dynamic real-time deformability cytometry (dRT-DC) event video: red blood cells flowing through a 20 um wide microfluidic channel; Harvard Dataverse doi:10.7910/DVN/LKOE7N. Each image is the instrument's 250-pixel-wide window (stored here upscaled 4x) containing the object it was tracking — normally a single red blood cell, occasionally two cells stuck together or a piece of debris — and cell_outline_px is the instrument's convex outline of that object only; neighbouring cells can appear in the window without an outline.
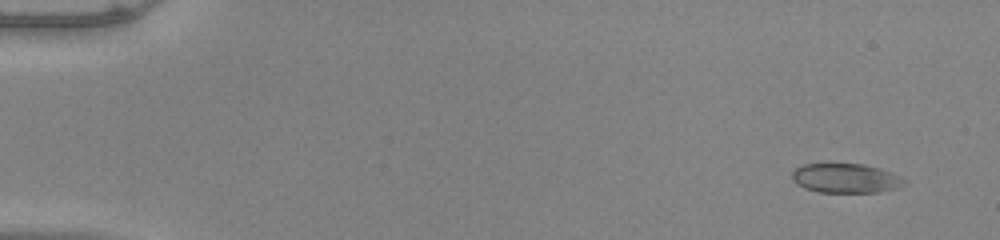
{"species": "common noctule bat (a hibernating species)", "species_latin": "Nyctalus noctula", "temperature_condition": "warm", "stored_images_in_passage": 53, "camera_frame_rate_fps": 3000, "um_per_image_px": 0.085, "animal": {"sex": "male", "body_mass_g": 20.0, "forearm_length_mm": 53.3}, "frame": {"image": 1, "passage_image": 4, "time_ms": 1.0, "image_size_px": [1000, 240], "cell_outline_px": [[908, 184], [896, 188], [880, 192], [820, 192], [804, 188], [796, 184], [792, 180], [792, 172], [796, 168], [804, 164], [864, 164], [892, 172], [908, 180]], "centroid_in_image_um": [71.92, 15.15], "position_along_channel_um": 13.1, "area_um2": 19.36}}
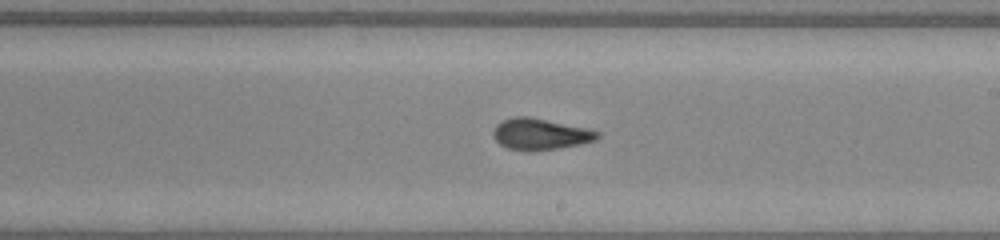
{"frame": {"image": 2, "passage_image": 32, "time_ms": 10.333, "image_size_px": [1000, 240], "cell_outline_px": [[600, 136], [596, 140], [580, 144], [556, 148], [528, 152], [524, 152], [508, 148], [500, 144], [492, 136], [492, 132], [496, 124], [504, 120], [516, 116], [528, 116], [584, 128], [600, 132]], "centroid_in_image_um": [45.88, 11.41], "position_along_channel_um": 243.1, "area_um2": 18.9}}
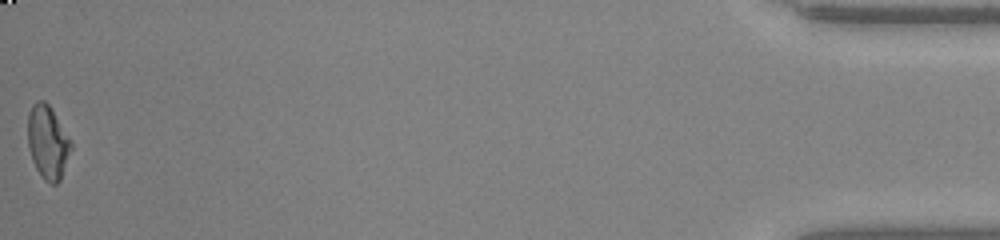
{"frame": {"image": 3, "passage_image": 53, "time_ms": 17.333, "image_size_px": [1000, 240], "cell_outline_px": [[72, 148], [60, 180], [56, 184], [52, 184], [44, 180], [40, 176], [32, 160], [28, 144], [28, 112], [32, 104], [36, 100], [44, 100], [52, 108], [68, 136], [72, 144]], "centroid_in_image_um": [4.05, 12.07], "position_along_channel_um": 431.2, "area_um2": 18.55}, "authors_computed_cell_mechanics": {"area_um2": 19.1896, "velocity_mm_per_s": 3.9996, "shape_relaxation_time_tau1_ms": 8.5589, "shape_relaxation_time_tau2_ms": 1.4596, "deformation_change_tau1": 0.1946, "deformation_change_tau2": 0.0572}}